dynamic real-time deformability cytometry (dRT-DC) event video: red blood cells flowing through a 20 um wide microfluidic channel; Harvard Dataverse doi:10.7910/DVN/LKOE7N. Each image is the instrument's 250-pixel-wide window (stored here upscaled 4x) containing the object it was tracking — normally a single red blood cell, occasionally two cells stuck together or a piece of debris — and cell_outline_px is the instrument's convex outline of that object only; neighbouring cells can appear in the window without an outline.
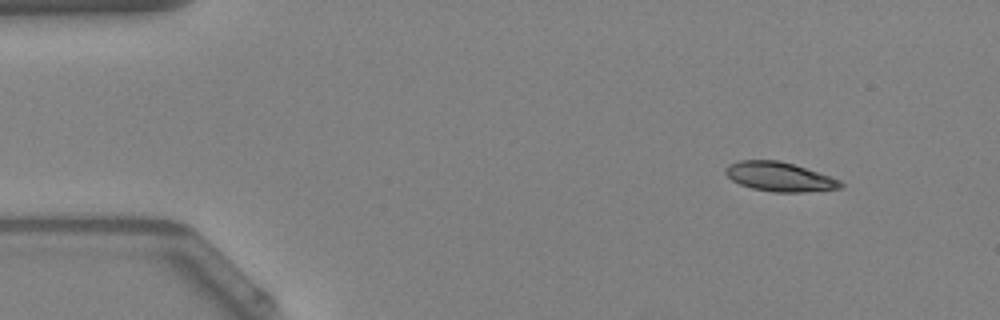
{"species": "Egyptian fruit bat (a non-hibernating species)", "species_latin": "Rousettus aegyptiacus", "temperature_condition": "warm", "stored_images_in_passage": 47, "camera_frame_rate_fps": 3000, "um_per_image_px": 0.085, "animal": {"sex": "female"}, "frame": {"image": 1, "passage_image": 1, "time_ms": 0.0, "image_size_px": [1000, 320], "cell_outline_px": [[844, 188], [804, 192], [772, 192], [752, 188], [740, 184], [732, 180], [724, 172], [724, 168], [728, 164], [740, 160], [780, 160], [832, 176], [840, 180], [844, 184]], "centroid_in_image_um": [66.28, 15.02], "position_along_channel_um": 18.7, "area_um2": 19.83}}
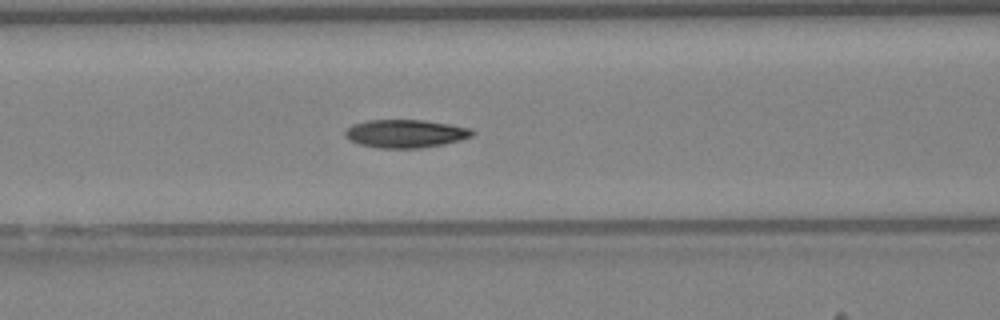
{"frame": {"image": 2, "passage_image": 17, "time_ms": 5.333, "image_size_px": [1000, 320], "cell_outline_px": [[476, 132], [472, 136], [460, 140], [444, 144], [420, 148], [380, 148], [360, 144], [352, 140], [344, 132], [352, 124], [368, 120], [424, 120], [472, 128]], "centroid_in_image_um": [34.52, 11.35], "position_along_channel_um": 132.1, "area_um2": 20.69}}
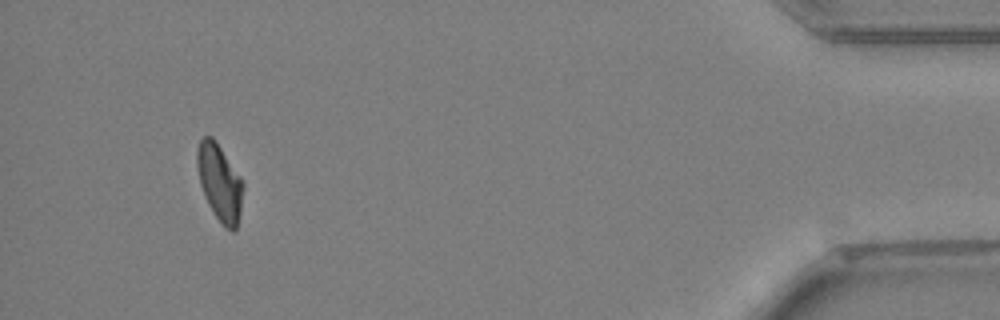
{"frame": {"image": 3, "passage_image": 44, "time_ms": 14.333, "image_size_px": [1000, 320], "cell_outline_px": [[244, 188], [240, 212], [236, 228], [232, 232], [224, 228], [208, 204], [204, 196], [200, 184], [196, 164], [196, 152], [200, 140], [204, 136], [212, 136], [216, 140], [240, 176], [244, 184]], "centroid_in_image_um": [18.66, 15.5], "position_along_channel_um": 416.5, "area_um2": 20.69}, "authors_computed_cell_mechanics": {"area_um2": 20.519, "velocity_mm_per_s": 3.9258, "shape_relaxation_time_tau1_ms": 4.3342, "shape_relaxation_time_tau2_ms": 3.5517, "deformation_change_tau1": 0.1682, "deformation_change_tau2": 0.1}}